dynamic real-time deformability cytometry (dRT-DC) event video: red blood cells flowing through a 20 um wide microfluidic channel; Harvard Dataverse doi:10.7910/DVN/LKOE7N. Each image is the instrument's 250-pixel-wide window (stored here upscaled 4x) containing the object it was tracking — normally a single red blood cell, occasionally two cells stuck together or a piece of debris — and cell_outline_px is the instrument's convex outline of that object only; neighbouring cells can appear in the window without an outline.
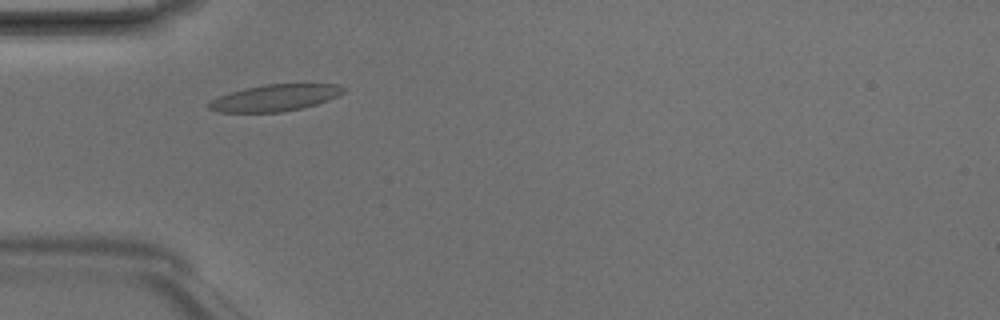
{"species": "Egyptian fruit bat (a non-hibernating species)", "species_latin": "Rousettus aegyptiacus", "temperature_condition": "room temperature", "stored_images_in_passage": 4, "camera_frame_rate_fps": 3000, "um_per_image_px": 0.085, "animal": {"sex": "male"}, "frame": {"image": 1, "passage_image": 1, "time_ms": 0.0, "image_size_px": [1000, 320], "cell_outline_px": [[348, 88], [344, 92], [328, 100], [316, 104], [300, 108], [280, 112], [216, 112], [208, 108], [208, 104], [212, 100], [220, 96], [244, 88], [264, 84], [340, 84]], "centroid_in_image_um": [23.4, 8.3], "position_along_channel_um": 61.6, "area_um2": 20.75}}